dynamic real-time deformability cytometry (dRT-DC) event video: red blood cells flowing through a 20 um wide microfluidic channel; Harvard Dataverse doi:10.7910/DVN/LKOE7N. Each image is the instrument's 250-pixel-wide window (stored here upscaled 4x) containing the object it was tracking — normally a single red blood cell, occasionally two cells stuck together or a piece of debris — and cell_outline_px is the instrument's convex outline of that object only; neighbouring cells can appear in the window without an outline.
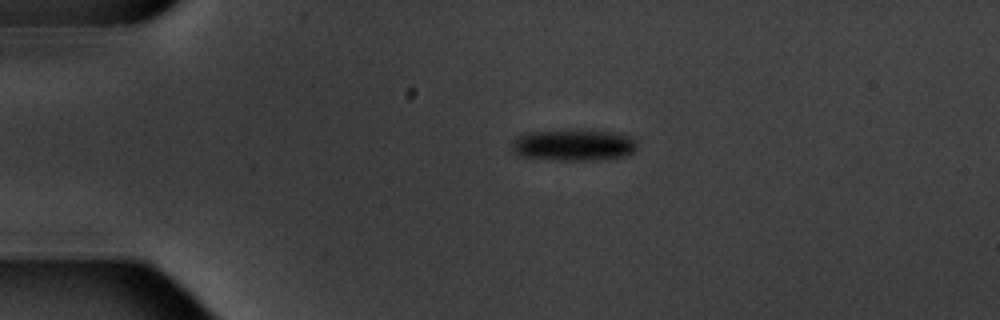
{"species": "common noctule bat (a hibernating species)", "species_latin": "Nyctalus noctula", "temperature_condition": "warm", "stored_images_in_passage": 7, "camera_frame_rate_fps": 3000, "um_per_image_px": 0.085, "animal": {"sex": "male", "body_mass_g": 20.1, "forearm_length_mm": 53.5}, "frame": {"image": 1, "passage_image": 3, "time_ms": 2.667, "image_size_px": [1000, 320], "cell_outline_px": [[636, 152], [628, 156], [596, 160], [556, 160], [520, 156], [512, 152], [512, 144], [524, 132], [612, 132], [628, 136], [636, 144]], "centroid_in_image_um": [48.77, 12.38], "position_along_channel_um": 36.2, "area_um2": 22.2}}
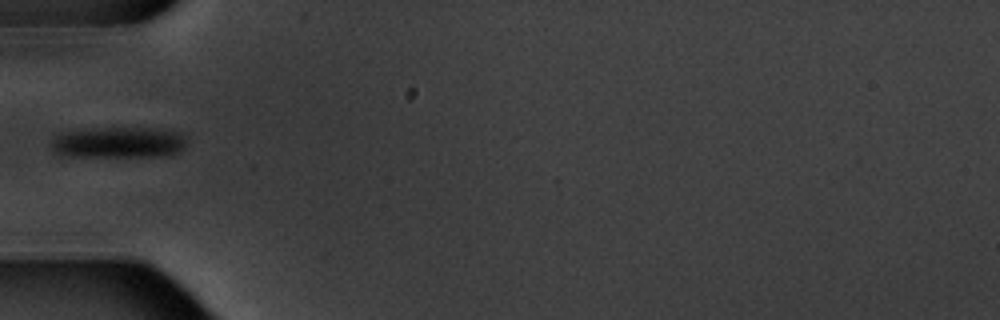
{"frame": {"image": 2, "passage_image": 5, "time_ms": 5.0, "image_size_px": [1000, 320], "cell_outline_px": [[184, 148], [180, 152], [172, 156], [64, 156], [52, 152], [48, 144], [60, 132], [84, 128], [152, 128], [180, 132], [184, 140]], "centroid_in_image_um": [10.0, 12.11], "position_along_channel_um": 75.0, "area_um2": 24.97}}